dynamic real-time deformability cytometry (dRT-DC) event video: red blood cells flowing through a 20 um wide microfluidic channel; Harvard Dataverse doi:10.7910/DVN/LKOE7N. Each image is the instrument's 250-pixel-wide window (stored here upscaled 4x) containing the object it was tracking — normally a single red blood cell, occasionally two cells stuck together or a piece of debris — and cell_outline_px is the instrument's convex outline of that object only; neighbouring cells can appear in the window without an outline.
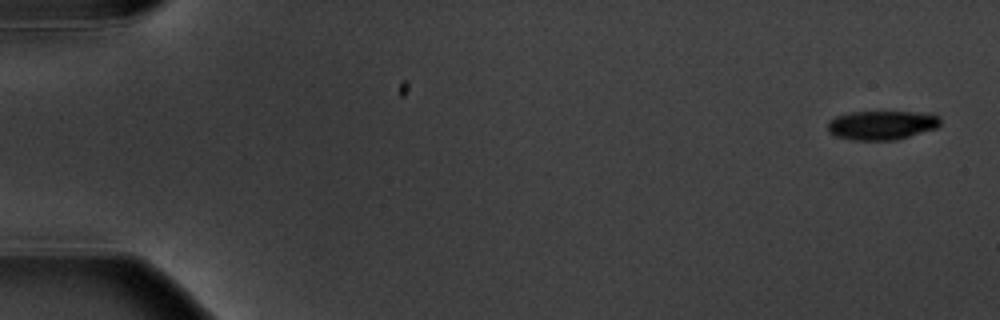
{"species": "common noctule bat (a hibernating species)", "species_latin": "Nyctalus noctula", "temperature_condition": "warm", "stored_images_in_passage": 7, "camera_frame_rate_fps": 3000, "um_per_image_px": 0.085, "animal": {"sex": "male", "body_mass_g": 20.1, "forearm_length_mm": 53.5}, "frame": {"image": 1, "passage_image": 1, "time_ms": 0.0, "image_size_px": [1000, 320], "cell_outline_px": [[940, 124], [936, 128], [896, 140], [852, 140], [836, 136], [828, 132], [828, 120], [836, 116], [848, 112], [932, 112], [940, 116]], "centroid_in_image_um": [74.96, 10.62], "position_along_channel_um": 10.0, "area_um2": 19.31}}
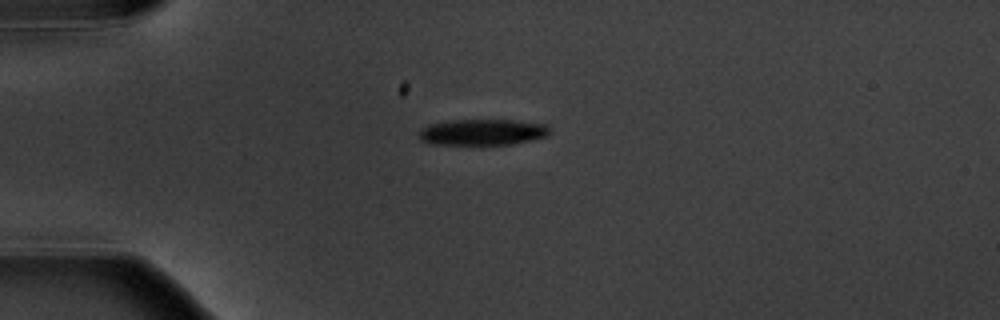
{"frame": {"image": 2, "passage_image": 4, "time_ms": 4.333, "image_size_px": [1000, 320], "cell_outline_px": [[552, 132], [548, 136], [512, 144], [432, 144], [420, 140], [416, 132], [420, 128], [428, 124], [452, 120], [516, 120], [548, 124]], "centroid_in_image_um": [41.01, 11.22], "position_along_channel_um": 44.0, "area_um2": 20.17}}
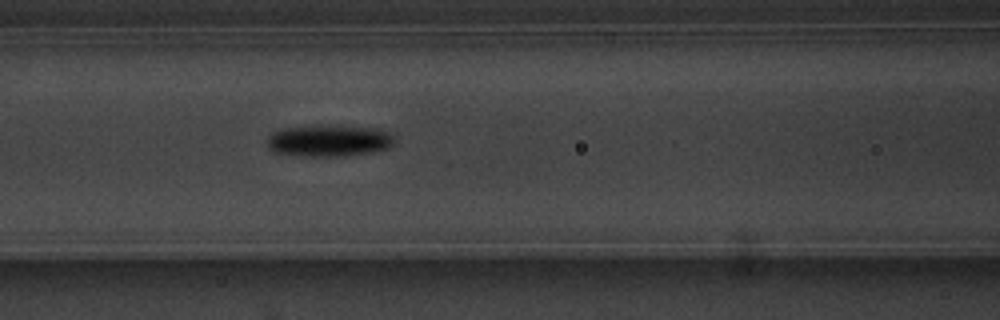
{"frame": {"image": 3, "passage_image": 7, "time_ms": 7.667, "image_size_px": [1000, 320], "cell_outline_px": [[396, 140], [388, 148], [368, 152], [344, 156], [316, 156], [276, 152], [268, 148], [268, 136], [272, 132], [280, 128], [312, 124], [336, 124], [376, 128], [388, 132]], "centroid_in_image_um": [27.95, 11.9], "position_along_channel_um": 138.7, "area_um2": 23.87}}